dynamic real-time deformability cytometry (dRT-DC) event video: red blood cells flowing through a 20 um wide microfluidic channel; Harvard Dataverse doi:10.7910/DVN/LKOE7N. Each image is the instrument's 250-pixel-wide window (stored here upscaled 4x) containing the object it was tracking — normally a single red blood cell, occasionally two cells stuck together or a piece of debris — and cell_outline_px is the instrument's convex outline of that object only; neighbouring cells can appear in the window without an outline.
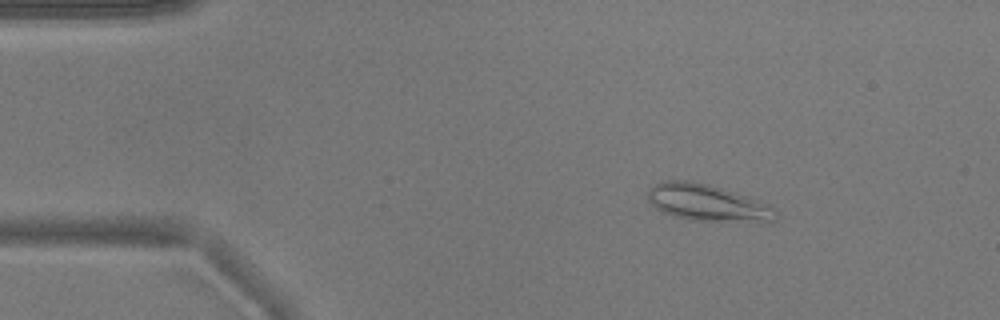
{"species": "common noctule bat (a hibernating species)", "species_latin": "Nyctalus noctula", "temperature_condition": "warm", "stored_images_in_passage": 52, "camera_frame_rate_fps": 3000, "um_per_image_px": 0.085, "animal": {"sex": "male", "body_mass_g": 17.9}, "frame": {"image": 1, "passage_image": 7, "time_ms": 2.0, "image_size_px": [1000, 320], "cell_outline_px": [[776, 220], [772, 224], [764, 224], [688, 220], [672, 216], [656, 208], [648, 200], [648, 188], [664, 180], [688, 180], [708, 184], [760, 200], [772, 204], [776, 212]], "centroid_in_image_um": [60.24, 17.28], "position_along_channel_um": 24.8, "area_um2": 28.32}}
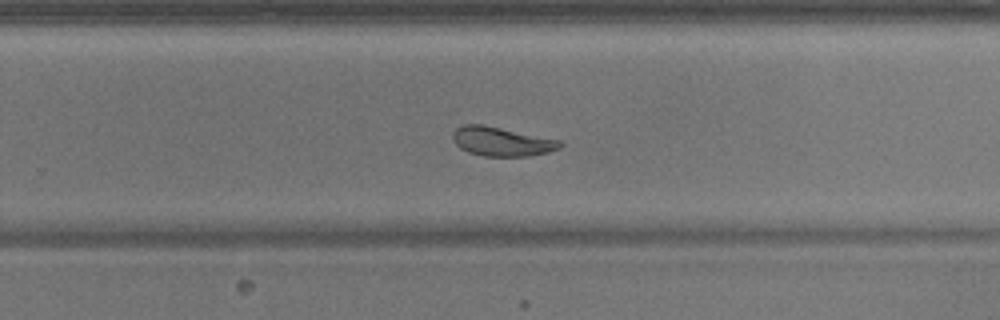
{"frame": {"image": 2, "passage_image": 33, "time_ms": 10.667, "image_size_px": [1000, 320], "cell_outline_px": [[564, 144], [560, 148], [548, 152], [528, 156], [484, 156], [468, 152], [460, 148], [452, 140], [452, 132], [456, 128], [464, 124], [480, 124], [560, 140]], "centroid_in_image_um": [42.62, 12.03], "position_along_channel_um": 287.2, "area_um2": 18.09}}
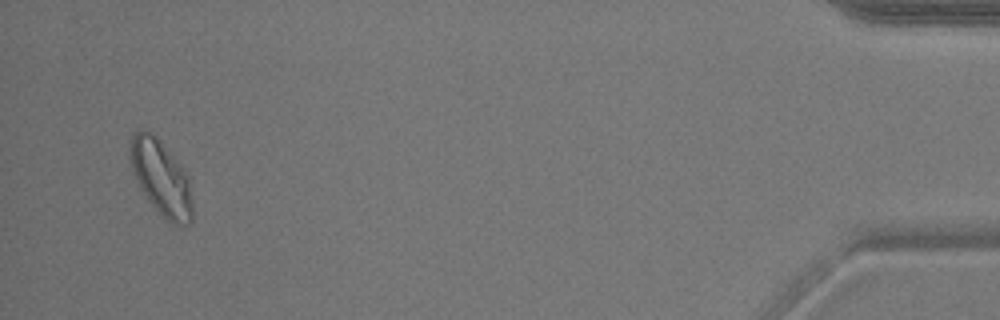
{"frame": {"image": 3, "passage_image": 50, "time_ms": 16.333, "image_size_px": [1000, 320], "cell_outline_px": [[192, 220], [188, 224], [172, 224], [148, 200], [140, 188], [136, 180], [132, 168], [132, 132], [144, 128], [160, 140], [184, 168], [188, 176], [192, 200]], "centroid_in_image_um": [13.73, 15.11], "position_along_channel_um": 421.5, "area_um2": 26.76}, "authors_computed_cell_mechanics": {"area_um2": 22.1663, "velocity_mm_per_s": 3.7828, "shape_relaxation_time_tau1_ms": 6.757, "shape_relaxation_time_tau2_ms": 1.8544, "deformation_change_tau1": 0.1426, "deformation_change_tau2": 0.0807}}